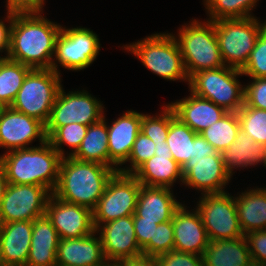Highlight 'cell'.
<instances>
[{
  "mask_svg": "<svg viewBox=\"0 0 266 266\" xmlns=\"http://www.w3.org/2000/svg\"><path fill=\"white\" fill-rule=\"evenodd\" d=\"M202 257L203 266H248L252 262L245 235L210 241Z\"/></svg>",
  "mask_w": 266,
  "mask_h": 266,
  "instance_id": "27",
  "label": "cell"
},
{
  "mask_svg": "<svg viewBox=\"0 0 266 266\" xmlns=\"http://www.w3.org/2000/svg\"><path fill=\"white\" fill-rule=\"evenodd\" d=\"M251 79L245 85L244 103L252 108L266 110V77Z\"/></svg>",
  "mask_w": 266,
  "mask_h": 266,
  "instance_id": "40",
  "label": "cell"
},
{
  "mask_svg": "<svg viewBox=\"0 0 266 266\" xmlns=\"http://www.w3.org/2000/svg\"><path fill=\"white\" fill-rule=\"evenodd\" d=\"M3 108H4V107L0 104V113H1V111H2Z\"/></svg>",
  "mask_w": 266,
  "mask_h": 266,
  "instance_id": "51",
  "label": "cell"
},
{
  "mask_svg": "<svg viewBox=\"0 0 266 266\" xmlns=\"http://www.w3.org/2000/svg\"><path fill=\"white\" fill-rule=\"evenodd\" d=\"M45 214L51 220L60 239L85 237L95 232L92 210L49 197Z\"/></svg>",
  "mask_w": 266,
  "mask_h": 266,
  "instance_id": "17",
  "label": "cell"
},
{
  "mask_svg": "<svg viewBox=\"0 0 266 266\" xmlns=\"http://www.w3.org/2000/svg\"><path fill=\"white\" fill-rule=\"evenodd\" d=\"M157 115L142 114L140 131L149 137L155 145L163 144L169 132V105H162Z\"/></svg>",
  "mask_w": 266,
  "mask_h": 266,
  "instance_id": "36",
  "label": "cell"
},
{
  "mask_svg": "<svg viewBox=\"0 0 266 266\" xmlns=\"http://www.w3.org/2000/svg\"><path fill=\"white\" fill-rule=\"evenodd\" d=\"M103 103L87 90L65 92L60 88L52 107L50 118L45 125L48 137L56 128L70 123L85 126L99 122L104 116Z\"/></svg>",
  "mask_w": 266,
  "mask_h": 266,
  "instance_id": "11",
  "label": "cell"
},
{
  "mask_svg": "<svg viewBox=\"0 0 266 266\" xmlns=\"http://www.w3.org/2000/svg\"><path fill=\"white\" fill-rule=\"evenodd\" d=\"M240 129L237 112H227L217 122L199 134L207 140L217 152L227 149L235 141Z\"/></svg>",
  "mask_w": 266,
  "mask_h": 266,
  "instance_id": "32",
  "label": "cell"
},
{
  "mask_svg": "<svg viewBox=\"0 0 266 266\" xmlns=\"http://www.w3.org/2000/svg\"><path fill=\"white\" fill-rule=\"evenodd\" d=\"M134 231L140 249L142 250L150 240H154L156 221L143 220L136 213L133 214Z\"/></svg>",
  "mask_w": 266,
  "mask_h": 266,
  "instance_id": "43",
  "label": "cell"
},
{
  "mask_svg": "<svg viewBox=\"0 0 266 266\" xmlns=\"http://www.w3.org/2000/svg\"><path fill=\"white\" fill-rule=\"evenodd\" d=\"M120 266H158L157 259L149 256L124 259L118 262Z\"/></svg>",
  "mask_w": 266,
  "mask_h": 266,
  "instance_id": "47",
  "label": "cell"
},
{
  "mask_svg": "<svg viewBox=\"0 0 266 266\" xmlns=\"http://www.w3.org/2000/svg\"><path fill=\"white\" fill-rule=\"evenodd\" d=\"M155 155V143L141 131L132 146L128 160L123 164L129 162L130 165L125 168L120 167L118 172L124 174H133L143 163Z\"/></svg>",
  "mask_w": 266,
  "mask_h": 266,
  "instance_id": "37",
  "label": "cell"
},
{
  "mask_svg": "<svg viewBox=\"0 0 266 266\" xmlns=\"http://www.w3.org/2000/svg\"><path fill=\"white\" fill-rule=\"evenodd\" d=\"M257 2L259 0H203L209 15L206 20L255 17L252 11L258 6Z\"/></svg>",
  "mask_w": 266,
  "mask_h": 266,
  "instance_id": "33",
  "label": "cell"
},
{
  "mask_svg": "<svg viewBox=\"0 0 266 266\" xmlns=\"http://www.w3.org/2000/svg\"><path fill=\"white\" fill-rule=\"evenodd\" d=\"M105 266H120L118 263H107Z\"/></svg>",
  "mask_w": 266,
  "mask_h": 266,
  "instance_id": "50",
  "label": "cell"
},
{
  "mask_svg": "<svg viewBox=\"0 0 266 266\" xmlns=\"http://www.w3.org/2000/svg\"><path fill=\"white\" fill-rule=\"evenodd\" d=\"M183 183L202 194L226 192L232 176L226 170L221 155L194 157L182 167Z\"/></svg>",
  "mask_w": 266,
  "mask_h": 266,
  "instance_id": "15",
  "label": "cell"
},
{
  "mask_svg": "<svg viewBox=\"0 0 266 266\" xmlns=\"http://www.w3.org/2000/svg\"><path fill=\"white\" fill-rule=\"evenodd\" d=\"M226 170L233 177L234 170L262 165L266 168V146L255 142L242 129L230 146L221 152Z\"/></svg>",
  "mask_w": 266,
  "mask_h": 266,
  "instance_id": "26",
  "label": "cell"
},
{
  "mask_svg": "<svg viewBox=\"0 0 266 266\" xmlns=\"http://www.w3.org/2000/svg\"><path fill=\"white\" fill-rule=\"evenodd\" d=\"M97 234L95 231L85 237L60 239L57 266H105L108 262Z\"/></svg>",
  "mask_w": 266,
  "mask_h": 266,
  "instance_id": "22",
  "label": "cell"
},
{
  "mask_svg": "<svg viewBox=\"0 0 266 266\" xmlns=\"http://www.w3.org/2000/svg\"><path fill=\"white\" fill-rule=\"evenodd\" d=\"M33 221L0 224V266H26Z\"/></svg>",
  "mask_w": 266,
  "mask_h": 266,
  "instance_id": "21",
  "label": "cell"
},
{
  "mask_svg": "<svg viewBox=\"0 0 266 266\" xmlns=\"http://www.w3.org/2000/svg\"><path fill=\"white\" fill-rule=\"evenodd\" d=\"M243 76L239 69L223 66L193 74L187 83L189 91L210 100L227 112H238L244 104L245 85L237 79Z\"/></svg>",
  "mask_w": 266,
  "mask_h": 266,
  "instance_id": "6",
  "label": "cell"
},
{
  "mask_svg": "<svg viewBox=\"0 0 266 266\" xmlns=\"http://www.w3.org/2000/svg\"><path fill=\"white\" fill-rule=\"evenodd\" d=\"M168 105L173 109L175 117L196 133L208 128L227 113L223 107L196 96L192 92L190 96L168 103Z\"/></svg>",
  "mask_w": 266,
  "mask_h": 266,
  "instance_id": "23",
  "label": "cell"
},
{
  "mask_svg": "<svg viewBox=\"0 0 266 266\" xmlns=\"http://www.w3.org/2000/svg\"><path fill=\"white\" fill-rule=\"evenodd\" d=\"M245 237L252 262L266 265V229L249 232Z\"/></svg>",
  "mask_w": 266,
  "mask_h": 266,
  "instance_id": "42",
  "label": "cell"
},
{
  "mask_svg": "<svg viewBox=\"0 0 266 266\" xmlns=\"http://www.w3.org/2000/svg\"><path fill=\"white\" fill-rule=\"evenodd\" d=\"M141 183L132 175L115 172L92 210L95 230L106 222L135 213Z\"/></svg>",
  "mask_w": 266,
  "mask_h": 266,
  "instance_id": "10",
  "label": "cell"
},
{
  "mask_svg": "<svg viewBox=\"0 0 266 266\" xmlns=\"http://www.w3.org/2000/svg\"><path fill=\"white\" fill-rule=\"evenodd\" d=\"M235 207L244 235L266 229V187L247 188L237 194Z\"/></svg>",
  "mask_w": 266,
  "mask_h": 266,
  "instance_id": "28",
  "label": "cell"
},
{
  "mask_svg": "<svg viewBox=\"0 0 266 266\" xmlns=\"http://www.w3.org/2000/svg\"><path fill=\"white\" fill-rule=\"evenodd\" d=\"M187 209L182 204L172 219L174 250L202 256L210 240L197 209Z\"/></svg>",
  "mask_w": 266,
  "mask_h": 266,
  "instance_id": "18",
  "label": "cell"
},
{
  "mask_svg": "<svg viewBox=\"0 0 266 266\" xmlns=\"http://www.w3.org/2000/svg\"><path fill=\"white\" fill-rule=\"evenodd\" d=\"M61 29L42 12L15 13L7 58L32 69H50Z\"/></svg>",
  "mask_w": 266,
  "mask_h": 266,
  "instance_id": "1",
  "label": "cell"
},
{
  "mask_svg": "<svg viewBox=\"0 0 266 266\" xmlns=\"http://www.w3.org/2000/svg\"><path fill=\"white\" fill-rule=\"evenodd\" d=\"M142 114L128 110L111 123L107 124L109 167L116 171L128 160L132 146L141 129Z\"/></svg>",
  "mask_w": 266,
  "mask_h": 266,
  "instance_id": "19",
  "label": "cell"
},
{
  "mask_svg": "<svg viewBox=\"0 0 266 266\" xmlns=\"http://www.w3.org/2000/svg\"><path fill=\"white\" fill-rule=\"evenodd\" d=\"M176 38L188 78L193 74L225 66L215 33L214 21L192 19L178 28Z\"/></svg>",
  "mask_w": 266,
  "mask_h": 266,
  "instance_id": "4",
  "label": "cell"
},
{
  "mask_svg": "<svg viewBox=\"0 0 266 266\" xmlns=\"http://www.w3.org/2000/svg\"><path fill=\"white\" fill-rule=\"evenodd\" d=\"M43 144L46 140L45 125L39 120L4 107L0 113V148L8 151L29 148L34 140Z\"/></svg>",
  "mask_w": 266,
  "mask_h": 266,
  "instance_id": "14",
  "label": "cell"
},
{
  "mask_svg": "<svg viewBox=\"0 0 266 266\" xmlns=\"http://www.w3.org/2000/svg\"><path fill=\"white\" fill-rule=\"evenodd\" d=\"M99 40L98 35L89 28L66 29L63 26L57 37L51 69L61 74L59 66L72 71L88 68L100 52Z\"/></svg>",
  "mask_w": 266,
  "mask_h": 266,
  "instance_id": "9",
  "label": "cell"
},
{
  "mask_svg": "<svg viewBox=\"0 0 266 266\" xmlns=\"http://www.w3.org/2000/svg\"><path fill=\"white\" fill-rule=\"evenodd\" d=\"M237 114L240 129L255 142L266 146V110L252 108L244 103Z\"/></svg>",
  "mask_w": 266,
  "mask_h": 266,
  "instance_id": "35",
  "label": "cell"
},
{
  "mask_svg": "<svg viewBox=\"0 0 266 266\" xmlns=\"http://www.w3.org/2000/svg\"><path fill=\"white\" fill-rule=\"evenodd\" d=\"M105 115L88 126L87 133L78 150L72 155L80 161L97 162L109 167L108 130Z\"/></svg>",
  "mask_w": 266,
  "mask_h": 266,
  "instance_id": "29",
  "label": "cell"
},
{
  "mask_svg": "<svg viewBox=\"0 0 266 266\" xmlns=\"http://www.w3.org/2000/svg\"><path fill=\"white\" fill-rule=\"evenodd\" d=\"M61 74L50 69H32L10 105L16 111L47 124L57 94L62 87Z\"/></svg>",
  "mask_w": 266,
  "mask_h": 266,
  "instance_id": "7",
  "label": "cell"
},
{
  "mask_svg": "<svg viewBox=\"0 0 266 266\" xmlns=\"http://www.w3.org/2000/svg\"><path fill=\"white\" fill-rule=\"evenodd\" d=\"M174 196L172 188L141 185L135 213L143 220L157 224L170 221L182 205Z\"/></svg>",
  "mask_w": 266,
  "mask_h": 266,
  "instance_id": "24",
  "label": "cell"
},
{
  "mask_svg": "<svg viewBox=\"0 0 266 266\" xmlns=\"http://www.w3.org/2000/svg\"><path fill=\"white\" fill-rule=\"evenodd\" d=\"M62 156L46 140L39 146L15 149L0 155L8 184L39 185L53 193Z\"/></svg>",
  "mask_w": 266,
  "mask_h": 266,
  "instance_id": "2",
  "label": "cell"
},
{
  "mask_svg": "<svg viewBox=\"0 0 266 266\" xmlns=\"http://www.w3.org/2000/svg\"><path fill=\"white\" fill-rule=\"evenodd\" d=\"M143 186L172 188L183 183L182 167L173 159L168 144L155 145V155L132 174Z\"/></svg>",
  "mask_w": 266,
  "mask_h": 266,
  "instance_id": "20",
  "label": "cell"
},
{
  "mask_svg": "<svg viewBox=\"0 0 266 266\" xmlns=\"http://www.w3.org/2000/svg\"><path fill=\"white\" fill-rule=\"evenodd\" d=\"M210 241L244 236L235 207L234 197L228 193L202 194L196 207Z\"/></svg>",
  "mask_w": 266,
  "mask_h": 266,
  "instance_id": "12",
  "label": "cell"
},
{
  "mask_svg": "<svg viewBox=\"0 0 266 266\" xmlns=\"http://www.w3.org/2000/svg\"><path fill=\"white\" fill-rule=\"evenodd\" d=\"M198 133L175 117L169 106V132L166 143L173 159L183 167L186 162L195 157V136Z\"/></svg>",
  "mask_w": 266,
  "mask_h": 266,
  "instance_id": "30",
  "label": "cell"
},
{
  "mask_svg": "<svg viewBox=\"0 0 266 266\" xmlns=\"http://www.w3.org/2000/svg\"><path fill=\"white\" fill-rule=\"evenodd\" d=\"M122 48L155 75L169 81L189 82L178 42L172 33H152Z\"/></svg>",
  "mask_w": 266,
  "mask_h": 266,
  "instance_id": "5",
  "label": "cell"
},
{
  "mask_svg": "<svg viewBox=\"0 0 266 266\" xmlns=\"http://www.w3.org/2000/svg\"><path fill=\"white\" fill-rule=\"evenodd\" d=\"M214 26L225 66L241 70L266 21L261 23L257 17L220 19L214 21Z\"/></svg>",
  "mask_w": 266,
  "mask_h": 266,
  "instance_id": "8",
  "label": "cell"
},
{
  "mask_svg": "<svg viewBox=\"0 0 266 266\" xmlns=\"http://www.w3.org/2000/svg\"><path fill=\"white\" fill-rule=\"evenodd\" d=\"M88 130V126L79 123H70L62 127L56 128L48 137L47 141L58 151V153L65 157L72 156L80 147L83 138ZM63 145L71 147L70 153L63 150Z\"/></svg>",
  "mask_w": 266,
  "mask_h": 266,
  "instance_id": "34",
  "label": "cell"
},
{
  "mask_svg": "<svg viewBox=\"0 0 266 266\" xmlns=\"http://www.w3.org/2000/svg\"><path fill=\"white\" fill-rule=\"evenodd\" d=\"M117 172L97 162L80 161L72 156L62 158L53 195L68 203L91 210L103 195L108 180Z\"/></svg>",
  "mask_w": 266,
  "mask_h": 266,
  "instance_id": "3",
  "label": "cell"
},
{
  "mask_svg": "<svg viewBox=\"0 0 266 266\" xmlns=\"http://www.w3.org/2000/svg\"><path fill=\"white\" fill-rule=\"evenodd\" d=\"M51 194L39 185L7 184L0 205V224L33 221L45 215Z\"/></svg>",
  "mask_w": 266,
  "mask_h": 266,
  "instance_id": "13",
  "label": "cell"
},
{
  "mask_svg": "<svg viewBox=\"0 0 266 266\" xmlns=\"http://www.w3.org/2000/svg\"><path fill=\"white\" fill-rule=\"evenodd\" d=\"M6 20L8 24L6 25L3 19H0V53L4 52V56H1V59H5L8 57L10 51V38H11V27L14 20L15 12L7 11ZM6 52V53H5Z\"/></svg>",
  "mask_w": 266,
  "mask_h": 266,
  "instance_id": "45",
  "label": "cell"
},
{
  "mask_svg": "<svg viewBox=\"0 0 266 266\" xmlns=\"http://www.w3.org/2000/svg\"><path fill=\"white\" fill-rule=\"evenodd\" d=\"M211 155H221L217 150L205 140L199 133L195 136V157H205Z\"/></svg>",
  "mask_w": 266,
  "mask_h": 266,
  "instance_id": "46",
  "label": "cell"
},
{
  "mask_svg": "<svg viewBox=\"0 0 266 266\" xmlns=\"http://www.w3.org/2000/svg\"><path fill=\"white\" fill-rule=\"evenodd\" d=\"M7 184H8V182L6 180L4 170H3L2 166L0 165V205H1V200H2V197L4 195Z\"/></svg>",
  "mask_w": 266,
  "mask_h": 266,
  "instance_id": "48",
  "label": "cell"
},
{
  "mask_svg": "<svg viewBox=\"0 0 266 266\" xmlns=\"http://www.w3.org/2000/svg\"><path fill=\"white\" fill-rule=\"evenodd\" d=\"M240 71L250 78L266 77V27L258 35L254 49Z\"/></svg>",
  "mask_w": 266,
  "mask_h": 266,
  "instance_id": "39",
  "label": "cell"
},
{
  "mask_svg": "<svg viewBox=\"0 0 266 266\" xmlns=\"http://www.w3.org/2000/svg\"><path fill=\"white\" fill-rule=\"evenodd\" d=\"M156 259L158 266H203L201 255L177 250H171Z\"/></svg>",
  "mask_w": 266,
  "mask_h": 266,
  "instance_id": "41",
  "label": "cell"
},
{
  "mask_svg": "<svg viewBox=\"0 0 266 266\" xmlns=\"http://www.w3.org/2000/svg\"><path fill=\"white\" fill-rule=\"evenodd\" d=\"M59 240L58 233L46 214L35 218L26 266H57Z\"/></svg>",
  "mask_w": 266,
  "mask_h": 266,
  "instance_id": "25",
  "label": "cell"
},
{
  "mask_svg": "<svg viewBox=\"0 0 266 266\" xmlns=\"http://www.w3.org/2000/svg\"><path fill=\"white\" fill-rule=\"evenodd\" d=\"M248 266H266L260 263L251 262Z\"/></svg>",
  "mask_w": 266,
  "mask_h": 266,
  "instance_id": "49",
  "label": "cell"
},
{
  "mask_svg": "<svg viewBox=\"0 0 266 266\" xmlns=\"http://www.w3.org/2000/svg\"><path fill=\"white\" fill-rule=\"evenodd\" d=\"M45 0H6V10L15 13L42 12Z\"/></svg>",
  "mask_w": 266,
  "mask_h": 266,
  "instance_id": "44",
  "label": "cell"
},
{
  "mask_svg": "<svg viewBox=\"0 0 266 266\" xmlns=\"http://www.w3.org/2000/svg\"><path fill=\"white\" fill-rule=\"evenodd\" d=\"M174 250V234L172 220L157 225L154 240L142 249L144 256L157 258L158 256Z\"/></svg>",
  "mask_w": 266,
  "mask_h": 266,
  "instance_id": "38",
  "label": "cell"
},
{
  "mask_svg": "<svg viewBox=\"0 0 266 266\" xmlns=\"http://www.w3.org/2000/svg\"><path fill=\"white\" fill-rule=\"evenodd\" d=\"M31 70L29 66L8 58L0 60V104L3 107L12 104Z\"/></svg>",
  "mask_w": 266,
  "mask_h": 266,
  "instance_id": "31",
  "label": "cell"
},
{
  "mask_svg": "<svg viewBox=\"0 0 266 266\" xmlns=\"http://www.w3.org/2000/svg\"><path fill=\"white\" fill-rule=\"evenodd\" d=\"M95 231L99 233L103 254L108 263H118L143 255L136 239L133 215L101 224Z\"/></svg>",
  "mask_w": 266,
  "mask_h": 266,
  "instance_id": "16",
  "label": "cell"
}]
</instances>
